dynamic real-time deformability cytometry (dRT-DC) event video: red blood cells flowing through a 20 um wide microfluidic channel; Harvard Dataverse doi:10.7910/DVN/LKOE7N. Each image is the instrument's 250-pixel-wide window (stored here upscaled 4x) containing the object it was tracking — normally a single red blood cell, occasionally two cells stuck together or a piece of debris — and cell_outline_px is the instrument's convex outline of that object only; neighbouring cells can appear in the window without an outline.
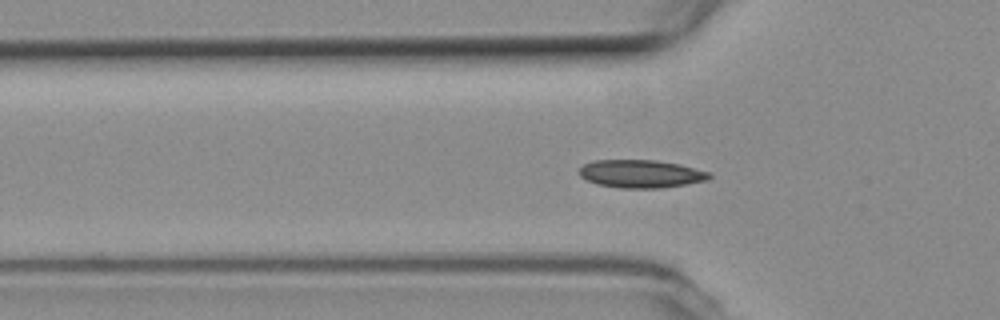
{"species": "common noctule bat (a hibernating species)", "species_latin": "Nyctalus noctula", "temperature_condition": "room temperature", "stored_images_in_passage": 40, "camera_frame_rate_fps": 3000, "um_per_image_px": 0.085, "animal": {"sex": "female", "body_mass_g": 19.3, "forearm_length_mm": 54.1}, "frame": {"image": 1, "passage_image": 2, "time_ms": 0.333, "image_size_px": [1000, 320], "cell_outline_px": [[712, 176], [708, 180], [660, 188], [616, 188], [596, 184], [580, 176], [580, 168], [584, 164], [592, 160], [656, 160], [680, 164], [712, 172]], "centroid_in_image_um": [54.5, 14.77], "position_along_channel_um": 71.3, "area_um2": 21.33}}
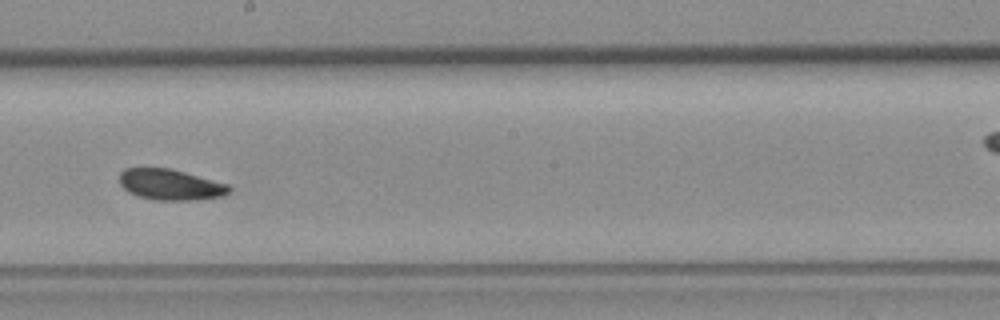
{"frame": {"image": 2, "passage_image": 15, "time_ms": 4.667, "image_size_px": [1000, 320], "cell_outline_px": [[232, 192], [224, 196], [196, 200], [152, 200], [136, 196], [128, 192], [120, 184], [120, 172], [124, 168], [168, 168], [184, 172], [228, 184], [232, 188]], "centroid_in_image_um": [14.49, 15.71], "position_along_channel_um": 233.7, "area_um2": 19.88}}
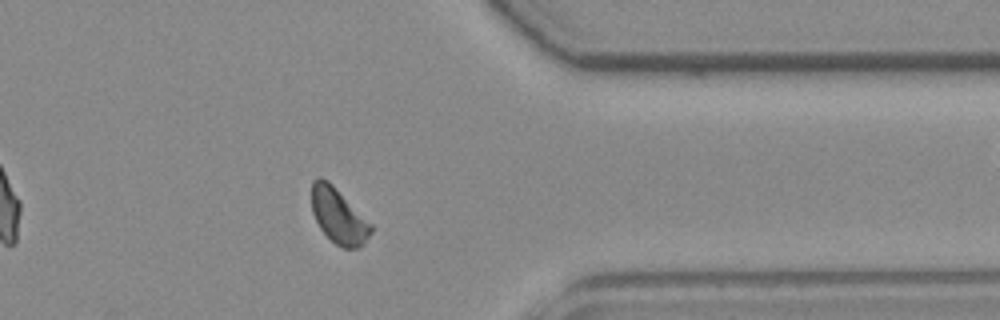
{"frame": {"image": 3, "passage_image": 28, "time_ms": 9.0, "image_size_px": [1000, 320], "cell_outline_px": [[372, 232], [364, 244], [360, 248], [344, 248], [336, 244], [320, 228], [312, 212], [312, 180], [320, 176], [328, 180], [372, 224]], "centroid_in_image_um": [28.78, 18.35], "position_along_channel_um": 382.6, "area_um2": 18.96}, "authors_computed_cell_mechanics": {"area_um2": 19.5942, "velocity_mm_per_s": 3.7388, "shape_relaxation_time_tau1_ms": 4.9547, "shape_relaxation_time_tau2_ms": null, "deformation_change_tau1": 0.1027, "deformation_change_tau2": null}}